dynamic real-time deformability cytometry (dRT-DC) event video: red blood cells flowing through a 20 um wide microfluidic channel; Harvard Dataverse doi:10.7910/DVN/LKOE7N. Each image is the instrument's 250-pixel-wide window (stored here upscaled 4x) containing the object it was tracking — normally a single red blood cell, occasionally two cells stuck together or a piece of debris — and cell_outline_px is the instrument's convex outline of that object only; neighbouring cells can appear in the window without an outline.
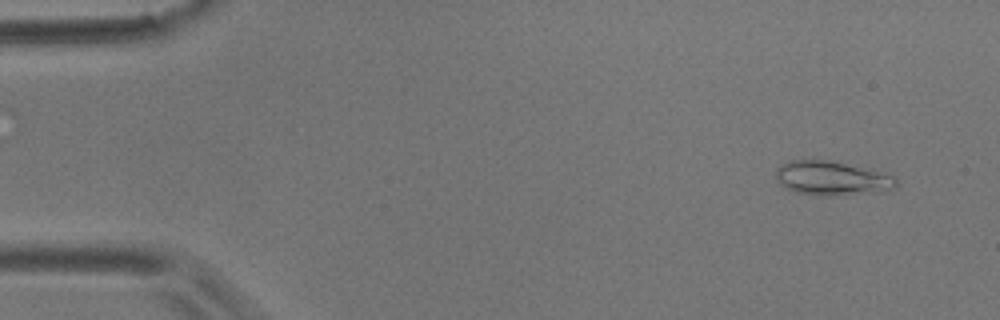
{"species": "common noctule bat (a hibernating species)", "species_latin": "Nyctalus noctula", "temperature_condition": "room temperature", "stored_images_in_passage": 55, "camera_frame_rate_fps": 3000, "um_per_image_px": 0.085, "animal": {"sex": "male", "body_mass_g": 17.9}, "frame": {"image": 1, "passage_image": 4, "time_ms": 1.0, "image_size_px": [1000, 320], "cell_outline_px": [[900, 184], [896, 188], [880, 192], [828, 196], [816, 196], [796, 192], [784, 188], [776, 180], [776, 168], [780, 164], [788, 160], [832, 160], [896, 176]], "centroid_in_image_um": [70.71, 15.16], "position_along_channel_um": 14.3, "area_um2": 24.45}}
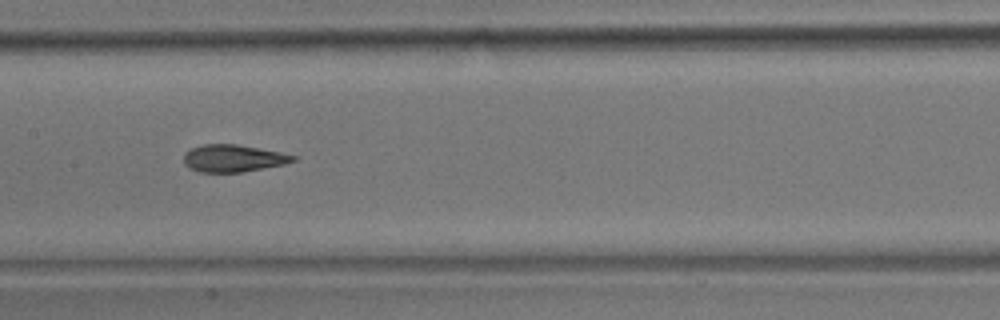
{"frame": {"image": 2, "passage_image": 27, "time_ms": 8.667, "image_size_px": [1000, 320], "cell_outline_px": [[300, 156], [296, 160], [284, 164], [240, 172], [200, 172], [188, 168], [184, 164], [184, 152], [192, 148], [204, 144], [236, 144], [280, 152]], "centroid_in_image_um": [19.81, 13.45], "position_along_channel_um": 187.6, "area_um2": 17.34}}
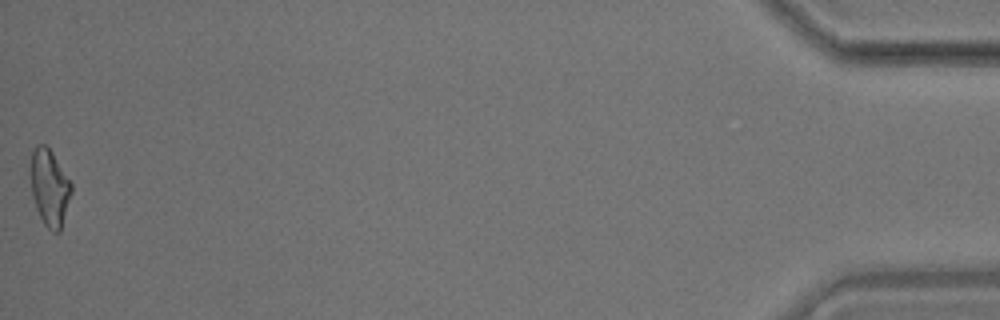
{"frame": {"image": 3, "passage_image": 55, "time_ms": 18.0, "image_size_px": [1000, 320], "cell_outline_px": [[72, 192], [60, 232], [52, 232], [44, 224], [36, 208], [32, 196], [28, 172], [28, 168], [32, 152], [36, 144], [44, 144], [52, 152], [72, 184]], "centroid_in_image_um": [4.17, 15.93], "position_along_channel_um": 431.0, "area_um2": 18.55}, "authors_computed_cell_mechanics": {"area_um2": 18.3226, "velocity_mm_per_s": 3.6384, "shape_relaxation_time_tau1_ms": 7.1422, "shape_relaxation_time_tau2_ms": 1.5569, "deformation_change_tau1": 0.2061, "deformation_change_tau2": 0.081}}